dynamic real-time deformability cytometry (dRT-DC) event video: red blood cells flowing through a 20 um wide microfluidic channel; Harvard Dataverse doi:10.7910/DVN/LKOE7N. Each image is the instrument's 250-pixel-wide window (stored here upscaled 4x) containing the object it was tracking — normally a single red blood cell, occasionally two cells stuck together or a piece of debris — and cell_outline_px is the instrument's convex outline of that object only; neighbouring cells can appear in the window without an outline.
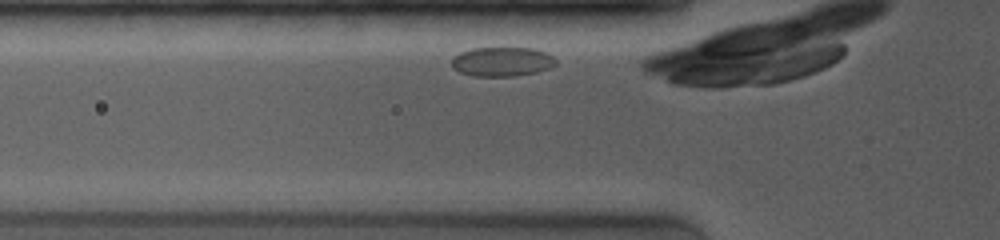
{"species": "common noctule bat (a hibernating species)", "species_latin": "Nyctalus noctula", "temperature_condition": "room temperature", "stored_images_in_passage": 5, "camera_frame_rate_fps": 4000, "um_per_image_px": 0.085, "animal": {"sex": "female", "body_mass_g": 19.0, "forearm_length_mm": 53.3}, "frame": {"image": 1, "passage_image": 2, "time_ms": 0.25, "image_size_px": [1000, 240], "cell_outline_px": [[556, 64], [548, 68], [536, 72], [512, 76], [472, 76], [460, 72], [452, 68], [452, 56], [460, 52], [472, 48], [536, 48], [552, 56], [556, 60]], "centroid_in_image_um": [42.63, 5.23], "position_along_channel_um": 83.2, "area_um2": 17.8}}